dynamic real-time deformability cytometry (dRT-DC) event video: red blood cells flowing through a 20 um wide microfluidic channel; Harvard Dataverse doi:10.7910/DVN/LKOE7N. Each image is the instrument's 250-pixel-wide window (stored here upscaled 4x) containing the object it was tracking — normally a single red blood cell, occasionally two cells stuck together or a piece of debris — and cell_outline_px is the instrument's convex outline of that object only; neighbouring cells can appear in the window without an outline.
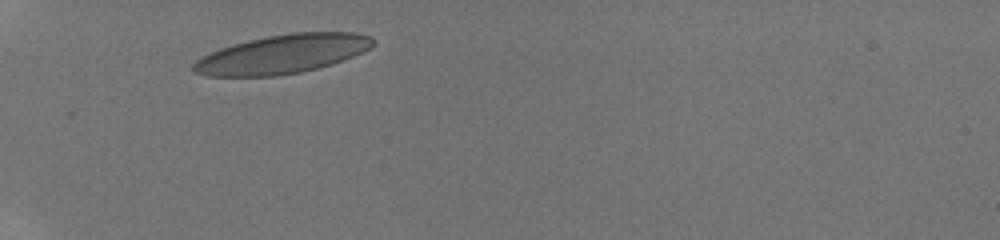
{"species": "human", "species_latin": "Homo sapiens", "temperature_condition": "room temperature", "stored_images_in_passage": 29, "camera_frame_rate_fps": 3000, "um_per_image_px": 0.085, "donor": {"sex": "male"}, "frame": {"image": 1, "passage_image": 1, "time_ms": 0.0, "image_size_px": [1000, 240], "cell_outline_px": [[372, 44], [368, 48], [344, 60], [332, 64], [300, 72], [276, 76], [208, 76], [196, 72], [192, 68], [192, 64], [200, 56], [220, 48], [232, 44], [248, 40], [268, 36], [292, 32], [356, 32], [372, 36]], "centroid_in_image_um": [23.97, 4.59], "position_along_channel_um": 61.0, "area_um2": 40.46}}
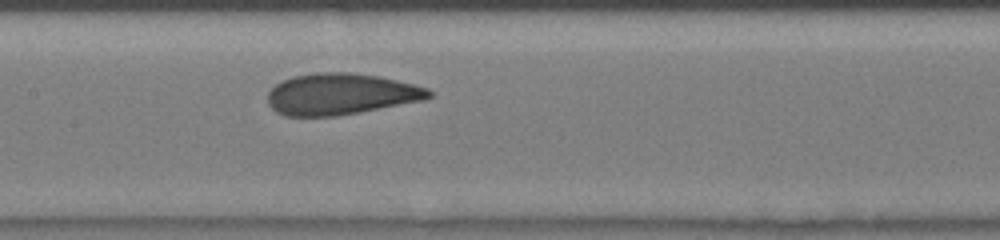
{"frame": {"image": 2, "passage_image": 11, "time_ms": 3.333, "image_size_px": [1000, 240], "cell_outline_px": [[432, 96], [424, 100], [336, 116], [284, 116], [276, 112], [268, 104], [268, 92], [276, 84], [292, 76], [316, 72], [348, 72], [380, 76], [428, 88], [432, 92]], "centroid_in_image_um": [28.95, 7.99], "position_along_channel_um": 178.5, "area_um2": 38.78}}
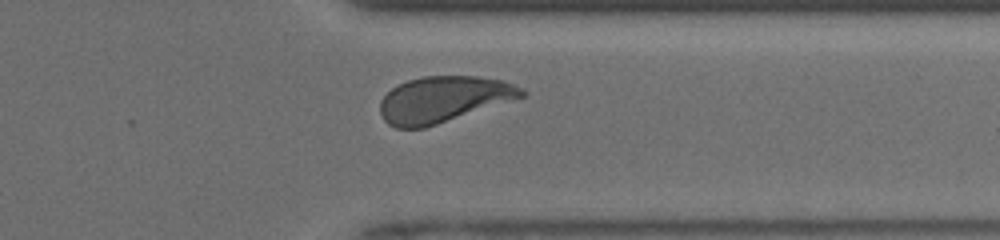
{"frame": {"image": 3, "passage_image": 25, "time_ms": 8.0, "image_size_px": [1000, 240], "cell_outline_px": [[528, 92], [524, 96], [424, 128], [396, 128], [388, 124], [384, 120], [380, 112], [380, 100], [392, 88], [408, 80], [424, 76], [476, 76], [500, 80], [512, 84]], "centroid_in_image_um": [37.65, 8.44], "position_along_channel_um": 373.8, "area_um2": 37.45}, "authors_computed_cell_mechanics": {"area_um2": 38.7838, "velocity_mm_per_s": 4.1797, "shape_relaxation_time_tau1_ms": 2.8012, "shape_relaxation_time_tau2_ms": 0.9025, "deformation_change_tau1": 0.1268, "deformation_change_tau2": 0.0678}}